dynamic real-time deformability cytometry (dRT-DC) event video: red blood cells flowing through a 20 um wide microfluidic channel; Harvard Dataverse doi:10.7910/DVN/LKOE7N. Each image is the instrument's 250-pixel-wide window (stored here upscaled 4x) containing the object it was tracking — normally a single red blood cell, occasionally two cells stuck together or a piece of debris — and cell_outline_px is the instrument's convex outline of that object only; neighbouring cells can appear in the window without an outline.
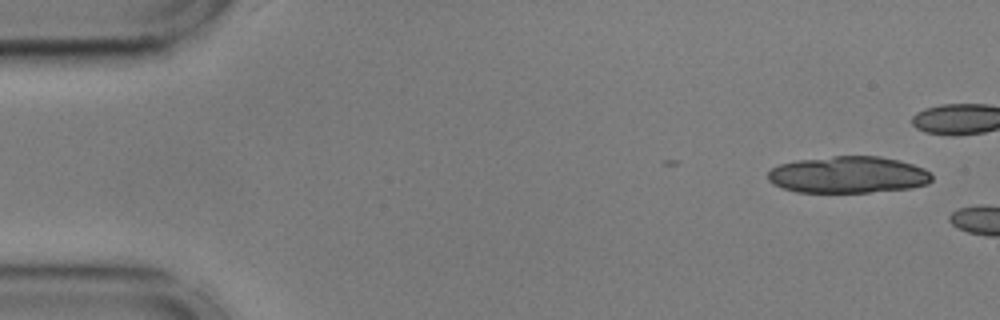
{"species": "common noctule bat (a hibernating species)", "species_latin": "Nyctalus noctula", "temperature_condition": "cold", "stored_images_in_passage": 7, "camera_frame_rate_fps": 3000, "um_per_image_px": 0.085, "animal": {"sex": "male", "body_mass_g": 17.9, "forearm_length_mm": 54.2}, "frame": {"image": 1, "passage_image": 3, "time_ms": 0.667, "image_size_px": [1000, 320], "cell_outline_px": [[932, 180], [928, 184], [912, 188], [868, 192], [796, 192], [772, 184], [768, 180], [768, 172], [772, 168], [780, 164], [796, 160], [832, 156], [880, 156], [900, 160], [924, 168], [932, 176]], "centroid_in_image_um": [72.1, 14.85], "position_along_channel_um": 12.9, "area_um2": 35.26}}